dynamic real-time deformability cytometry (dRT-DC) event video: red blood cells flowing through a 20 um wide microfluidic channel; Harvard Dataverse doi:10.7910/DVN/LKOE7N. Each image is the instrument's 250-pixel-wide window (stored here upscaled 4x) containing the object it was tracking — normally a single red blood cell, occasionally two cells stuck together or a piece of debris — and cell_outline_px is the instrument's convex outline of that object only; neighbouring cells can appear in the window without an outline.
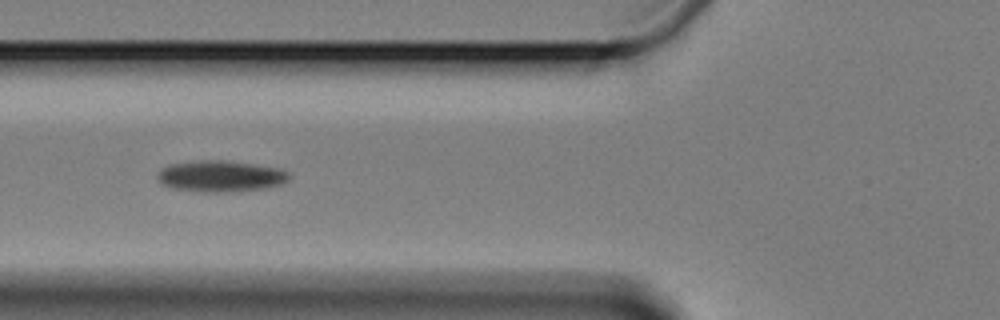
{"species": "Egyptian fruit bat (a non-hibernating species)", "species_latin": "Rousettus aegyptiacus", "temperature_condition": "cold", "stored_images_in_passage": 5, "camera_frame_rate_fps": 3000, "um_per_image_px": 0.085, "animal": {"sex": "female"}, "frame": {"image": 1, "passage_image": 5, "time_ms": 5.0, "image_size_px": [1000, 320], "cell_outline_px": [[292, 176], [288, 180], [280, 184], [264, 188], [236, 192], [204, 192], [172, 188], [164, 184], [156, 176], [168, 164], [200, 160], [228, 160], [256, 164], [280, 168], [288, 172]], "centroid_in_image_um": [18.8, 14.97], "position_along_channel_um": 107.0, "area_um2": 24.1}}